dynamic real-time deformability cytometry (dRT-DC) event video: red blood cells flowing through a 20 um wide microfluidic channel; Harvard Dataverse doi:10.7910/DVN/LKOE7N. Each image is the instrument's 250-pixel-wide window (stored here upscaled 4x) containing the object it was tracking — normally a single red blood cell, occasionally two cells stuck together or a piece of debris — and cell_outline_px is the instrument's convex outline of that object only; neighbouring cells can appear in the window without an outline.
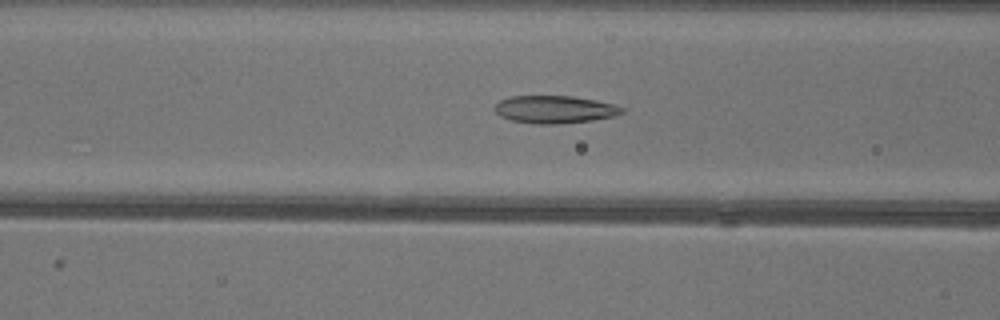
{"species": "common noctule bat (a hibernating species)", "species_latin": "Nyctalus noctula", "temperature_condition": "warm", "stored_images_in_passage": 50, "camera_frame_rate_fps": 3000, "um_per_image_px": 0.085, "animal": {"sex": "female"}, "frame": {"image": 1, "passage_image": 19, "time_ms": 6.0, "image_size_px": [1000, 320], "cell_outline_px": [[624, 112], [612, 116], [592, 120], [560, 124], [536, 124], [512, 120], [500, 116], [492, 108], [500, 100], [512, 96], [572, 96], [596, 100], [616, 104], [624, 108]], "centroid_in_image_um": [47.14, 9.3], "position_along_channel_um": 119.5, "area_um2": 20.52}}
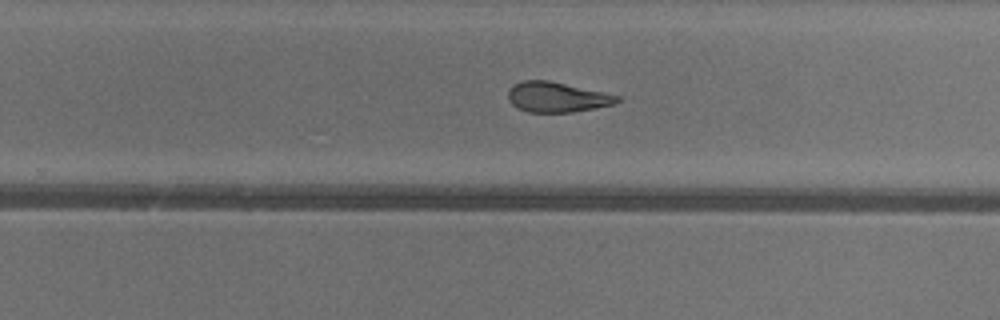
{"frame": {"image": 2, "passage_image": 31, "time_ms": 10.0, "image_size_px": [1000, 320], "cell_outline_px": [[620, 100], [612, 104], [596, 108], [572, 112], [528, 112], [516, 108], [508, 100], [508, 88], [512, 84], [520, 80], [548, 80], [604, 92], [620, 96]], "centroid_in_image_um": [47.28, 8.24], "position_along_channel_um": 282.5, "area_um2": 19.31}}
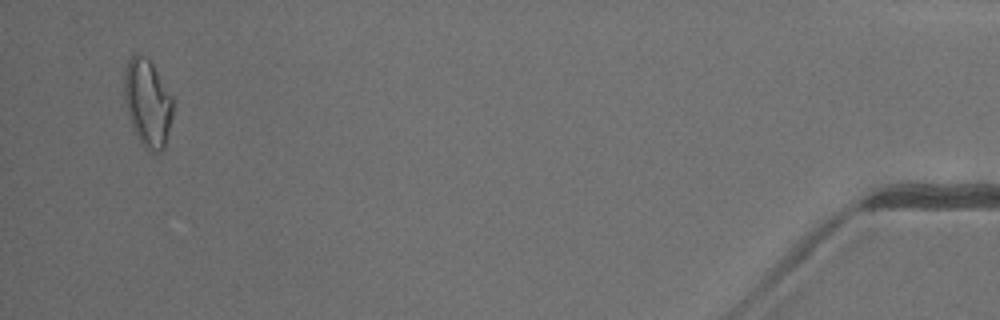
{"frame": {"image": 3, "passage_image": 48, "time_ms": 15.667, "image_size_px": [1000, 320], "cell_outline_px": [[172, 116], [164, 148], [160, 152], [152, 152], [140, 140], [132, 128], [128, 116], [124, 100], [124, 68], [128, 60], [136, 52], [144, 56], [152, 64], [172, 96]], "centroid_in_image_um": [12.52, 8.72], "position_along_channel_um": 422.7, "area_um2": 24.57}, "authors_computed_cell_mechanics": {"area_um2": 21.3282, "velocity_mm_per_s": 4.0868, "shape_relaxation_time_tau1_ms": null, "shape_relaxation_time_tau2_ms": 2.2699, "deformation_change_tau1": null, "deformation_change_tau2": 0.1092}}